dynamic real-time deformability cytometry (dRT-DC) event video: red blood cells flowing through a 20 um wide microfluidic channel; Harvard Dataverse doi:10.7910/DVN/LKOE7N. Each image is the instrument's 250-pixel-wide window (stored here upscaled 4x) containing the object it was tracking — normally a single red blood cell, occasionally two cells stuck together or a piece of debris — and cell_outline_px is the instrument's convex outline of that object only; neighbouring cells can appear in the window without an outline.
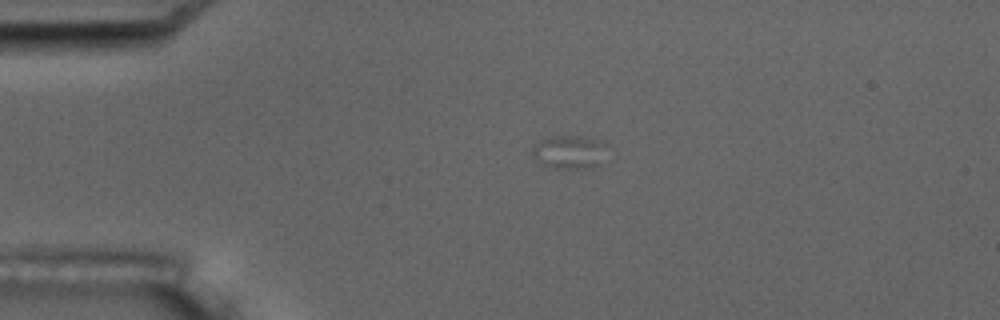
{"species": "common noctule bat (a hibernating species)", "species_latin": "Nyctalus noctula", "temperature_condition": "room temperature", "stored_images_in_passage": 2, "camera_frame_rate_fps": 3000, "um_per_image_px": 0.085, "animal": {"sex": "male", "body_mass_g": 17.5, "forearm_length_mm": 52.3}, "frame": {"image": 1, "passage_image": 1, "time_ms": 0.0, "image_size_px": [1000, 320], "cell_outline_px": [[604, 144], [600, 164], [592, 168], [548, 168], [532, 156], [532, 148], [540, 140], [556, 136], [580, 136], [600, 140]], "centroid_in_image_um": [48.35, 12.93], "position_along_channel_um": 36.7, "area_um2": 14.28}}